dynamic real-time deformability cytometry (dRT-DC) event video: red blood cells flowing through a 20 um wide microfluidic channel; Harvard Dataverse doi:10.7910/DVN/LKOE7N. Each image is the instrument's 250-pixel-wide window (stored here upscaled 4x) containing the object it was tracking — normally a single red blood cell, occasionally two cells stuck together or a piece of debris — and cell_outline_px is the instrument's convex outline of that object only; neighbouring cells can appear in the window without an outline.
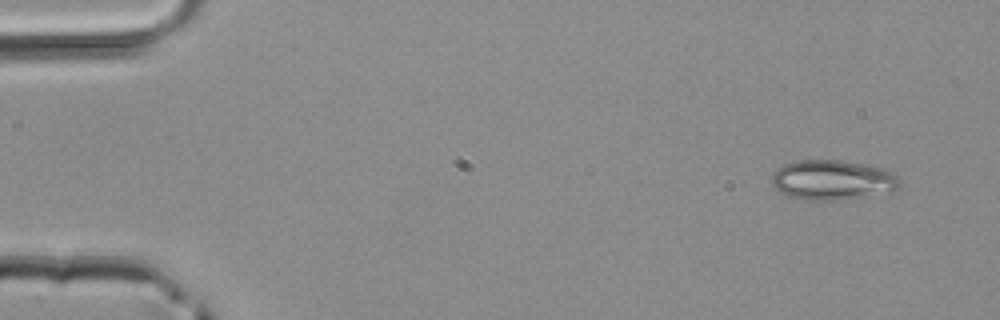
{"species": "common noctule bat (a hibernating species)", "species_latin": "Nyctalus noctula", "temperature_condition": "room temperature", "stored_images_in_passage": 3, "camera_frame_rate_fps": 3000, "um_per_image_px": 0.085, "animal": {"sex": "male", "body_mass_g": 20.4}, "frame": {"image": 1, "passage_image": 1, "time_ms": 0.0, "image_size_px": [1000, 320], "cell_outline_px": [[900, 184], [892, 192], [836, 200], [792, 200], [772, 184], [772, 176], [776, 168], [784, 164], [800, 160], [840, 160], [864, 164], [884, 168], [892, 172], [900, 180]], "centroid_in_image_um": [70.74, 15.3], "position_along_channel_um": 14.3, "area_um2": 29.88}}